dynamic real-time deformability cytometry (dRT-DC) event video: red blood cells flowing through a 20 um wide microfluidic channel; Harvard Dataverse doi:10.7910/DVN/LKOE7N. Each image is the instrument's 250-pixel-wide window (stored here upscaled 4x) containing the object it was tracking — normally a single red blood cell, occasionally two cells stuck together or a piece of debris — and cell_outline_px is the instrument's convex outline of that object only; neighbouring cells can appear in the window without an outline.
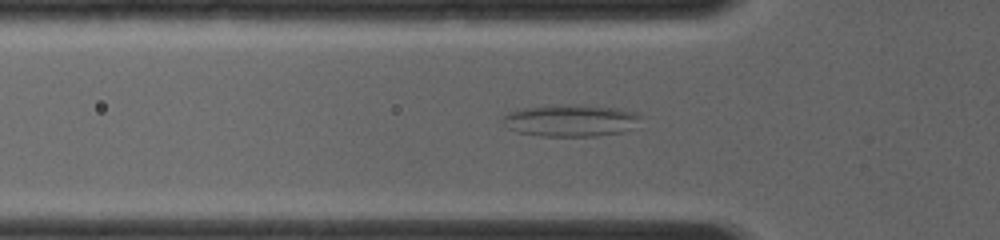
{"species": "common noctule bat (a hibernating species)", "species_latin": "Nyctalus noctula", "temperature_condition": "room temperature", "stored_images_in_passage": 38, "camera_frame_rate_fps": 4000, "um_per_image_px": 0.085, "animal": {"sex": "female", "body_mass_g": 19.0, "forearm_length_mm": 56.7}, "frame": {"image": 1, "passage_image": 3, "time_ms": 0.5, "image_size_px": [1000, 240], "cell_outline_px": [[640, 116], [628, 128], [620, 132], [596, 136], [540, 136], [516, 132], [508, 128], [500, 120], [508, 112], [524, 108], [548, 104], [556, 104], [616, 108], [636, 112]], "centroid_in_image_um": [48.37, 10.24], "position_along_channel_um": 77.4, "area_um2": 25.32}}
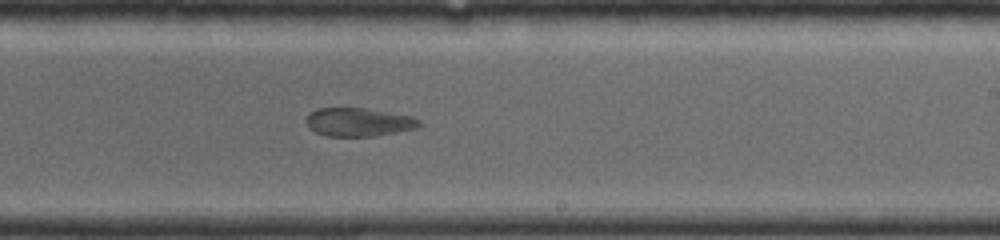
{"frame": {"image": 2, "passage_image": 18, "time_ms": 4.5, "image_size_px": [1000, 240], "cell_outline_px": [[424, 124], [416, 128], [396, 132], [372, 136], [328, 136], [316, 132], [304, 120], [316, 108], [364, 108], [412, 116], [420, 120]], "centroid_in_image_um": [30.52, 10.37], "position_along_channel_um": 258.5, "area_um2": 18.55}}
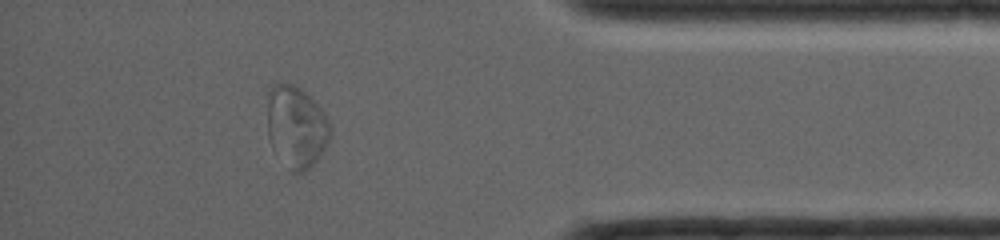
{"frame": {"image": 3, "passage_image": 32, "time_ms": 8.25, "image_size_px": [1000, 240], "cell_outline_px": [[328, 140], [324, 148], [316, 160], [304, 172], [292, 172], [268, 136], [268, 92], [272, 84], [292, 84], [300, 88], [324, 112], [328, 120]], "centroid_in_image_um": [25.17, 10.73], "position_along_channel_um": 410.0, "area_um2": 28.73}}